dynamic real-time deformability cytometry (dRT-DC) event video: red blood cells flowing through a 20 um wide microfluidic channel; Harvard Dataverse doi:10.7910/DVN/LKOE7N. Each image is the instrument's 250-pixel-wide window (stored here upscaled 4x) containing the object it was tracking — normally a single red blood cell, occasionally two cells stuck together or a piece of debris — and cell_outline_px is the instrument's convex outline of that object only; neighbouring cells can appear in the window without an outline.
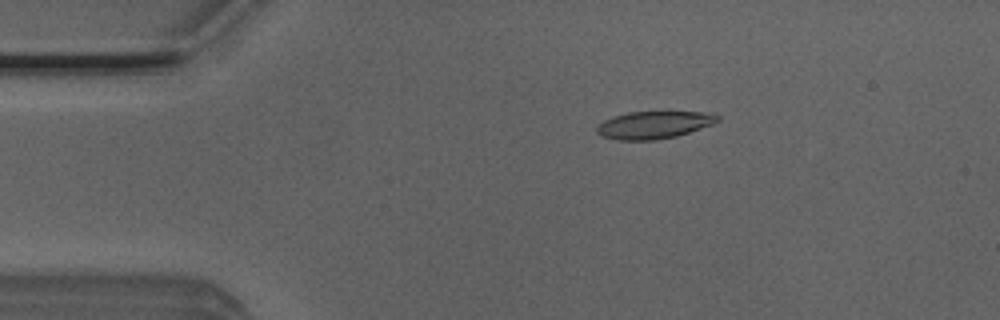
{"species": "Egyptian fruit bat (a non-hibernating species)", "species_latin": "Rousettus aegyptiacus", "temperature_condition": "room temperature", "stored_images_in_passage": 52, "camera_frame_rate_fps": 3000, "um_per_image_px": 0.085, "animal": {"sex": "male"}, "frame": {"image": 1, "passage_image": 9, "time_ms": 2.667, "image_size_px": [1000, 320], "cell_outline_px": [[720, 120], [712, 124], [676, 136], [656, 140], [616, 140], [600, 136], [596, 132], [596, 124], [612, 116], [628, 112], [664, 108], [712, 112], [720, 116]], "centroid_in_image_um": [55.61, 10.54], "position_along_channel_um": 29.4, "area_um2": 20.69}}
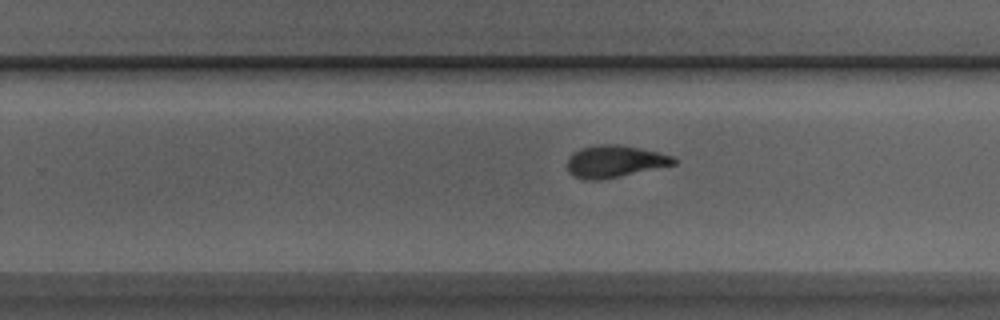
{"frame": {"image": 2, "passage_image": 32, "time_ms": 10.333, "image_size_px": [1000, 320], "cell_outline_px": [[676, 164], [600, 180], [584, 180], [572, 176], [568, 172], [568, 156], [572, 152], [580, 148], [600, 144], [616, 144], [656, 152], [672, 156], [676, 160]], "centroid_in_image_um": [52.17, 13.73], "position_along_channel_um": 277.6, "area_um2": 19.71}}
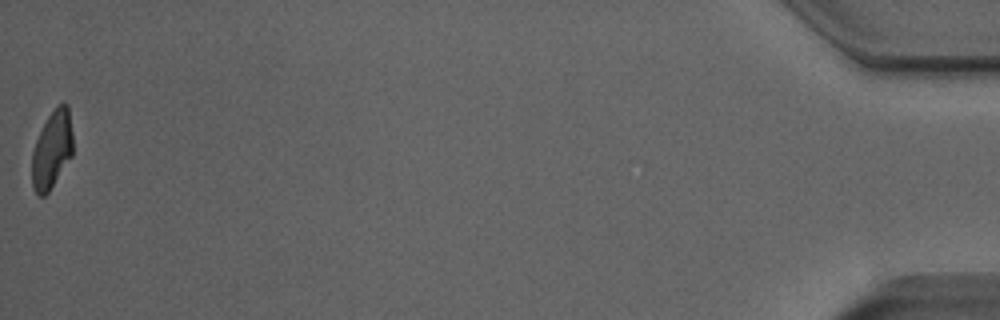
{"frame": {"image": 3, "passage_image": 52, "time_ms": 17.0, "image_size_px": [1000, 320], "cell_outline_px": [[72, 156], [48, 192], [44, 196], [40, 196], [32, 188], [32, 152], [36, 140], [48, 116], [64, 100], [68, 104], [72, 132]], "centroid_in_image_um": [4.42, 12.72], "position_along_channel_um": 430.8, "area_um2": 18.38}, "authors_computed_cell_mechanics": {"area_um2": 19.8543, "velocity_mm_per_s": 3.8849, "shape_relaxation_time_tau1_ms": 4.8991, "shape_relaxation_time_tau2_ms": 1.9579, "deformation_change_tau1": 0.1952, "deformation_change_tau2": 0.0862}}